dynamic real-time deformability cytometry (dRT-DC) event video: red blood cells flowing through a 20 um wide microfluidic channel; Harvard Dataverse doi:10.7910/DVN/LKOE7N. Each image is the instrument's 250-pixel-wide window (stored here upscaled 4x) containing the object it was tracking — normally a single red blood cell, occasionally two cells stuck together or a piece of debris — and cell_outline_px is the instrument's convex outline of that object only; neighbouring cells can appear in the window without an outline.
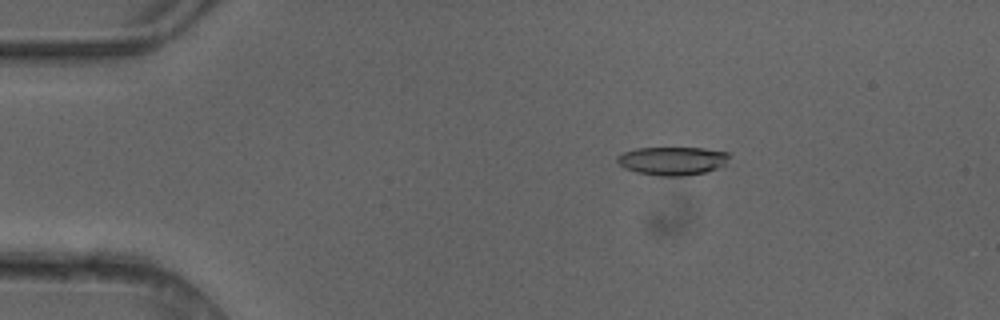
{"species": "common noctule bat (a hibernating species)", "species_latin": "Nyctalus noctula", "temperature_condition": "cold", "stored_images_in_passage": 7, "camera_frame_rate_fps": 3000, "um_per_image_px": 0.085, "animal": {"sex": "female"}, "frame": {"image": 1, "passage_image": 2, "time_ms": 0.333, "image_size_px": [1000, 320], "cell_outline_px": [[728, 156], [724, 164], [716, 168], [704, 172], [684, 176], [660, 176], [636, 172], [624, 168], [616, 160], [616, 156], [624, 152], [636, 148], [704, 148], [728, 152]], "centroid_in_image_um": [57.11, 13.67], "position_along_channel_um": 27.9, "area_um2": 18.38}}
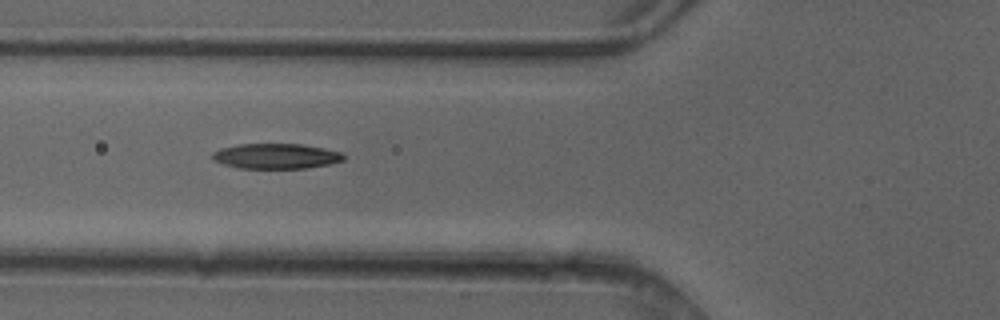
{"frame": {"image": 2, "passage_image": 5, "time_ms": 1.333, "image_size_px": [1000, 320], "cell_outline_px": [[344, 160], [328, 164], [304, 168], [240, 168], [224, 164], [212, 160], [212, 152], [220, 148], [240, 144], [300, 144], [324, 148], [340, 152], [344, 156]], "centroid_in_image_um": [23.43, 13.26], "position_along_channel_um": 102.4, "area_um2": 19.13}}
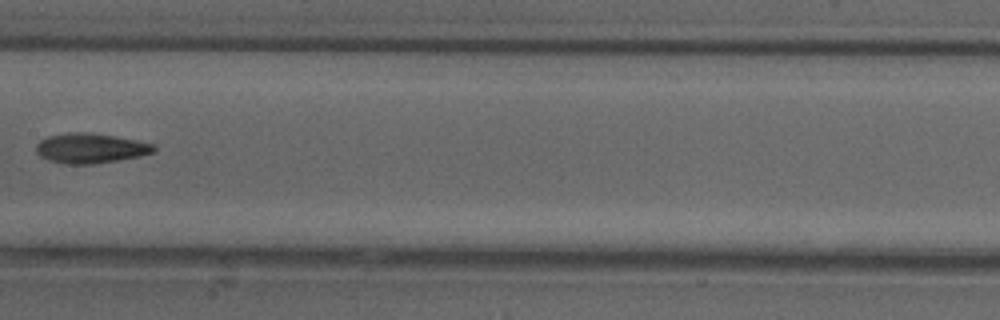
{"frame": {"image": 3, "passage_image": 7, "time_ms": 2.0, "image_size_px": [1000, 320], "cell_outline_px": [[156, 152], [140, 156], [92, 164], [64, 164], [48, 160], [40, 156], [36, 152], [36, 144], [40, 140], [48, 136], [68, 132], [84, 132], [112, 136], [136, 140], [156, 144]], "centroid_in_image_um": [7.69, 12.6], "position_along_channel_um": 199.7, "area_um2": 20.52}}